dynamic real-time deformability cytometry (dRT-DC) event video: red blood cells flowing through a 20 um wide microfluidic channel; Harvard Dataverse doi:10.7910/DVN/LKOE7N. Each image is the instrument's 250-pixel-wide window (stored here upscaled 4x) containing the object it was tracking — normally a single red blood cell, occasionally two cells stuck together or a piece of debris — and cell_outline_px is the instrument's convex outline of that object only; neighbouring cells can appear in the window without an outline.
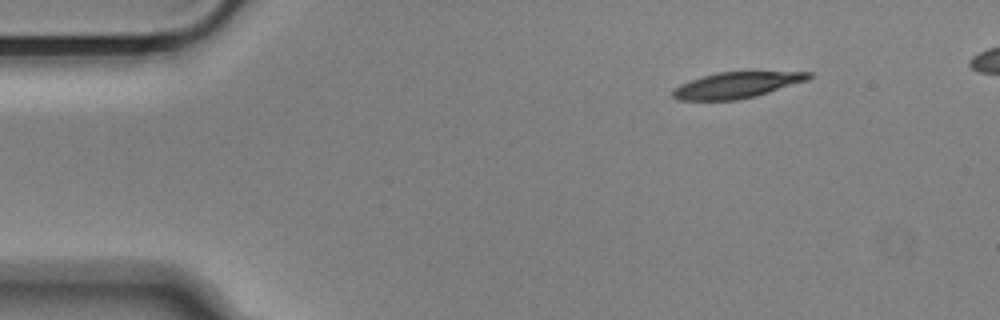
{"species": "Egyptian fruit bat (a non-hibernating species)", "species_latin": "Rousettus aegyptiacus", "temperature_condition": "cold", "stored_images_in_passage": 47, "camera_frame_rate_fps": 3000, "um_per_image_px": 0.085, "animal": {"sex": "male"}, "frame": {"image": 1, "passage_image": 1, "time_ms": 0.0, "image_size_px": [1000, 320], "cell_outline_px": [[812, 76], [808, 80], [756, 96], [740, 100], [676, 100], [672, 96], [672, 88], [680, 84], [716, 72], [812, 72]], "centroid_in_image_um": [62.59, 7.24], "position_along_channel_um": 22.4, "area_um2": 20.52}}
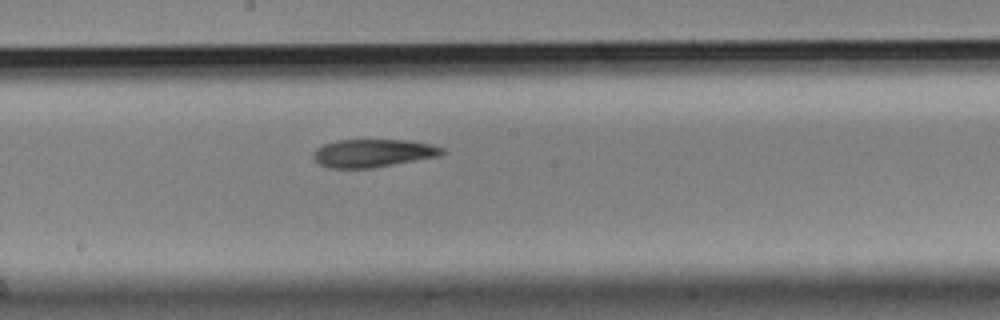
{"frame": {"image": 2, "passage_image": 23, "time_ms": 7.333, "image_size_px": [1000, 320], "cell_outline_px": [[444, 152], [440, 156], [372, 168], [328, 168], [320, 164], [312, 156], [312, 152], [316, 148], [324, 144], [336, 140], [408, 140], [428, 144], [444, 148]], "centroid_in_image_um": [31.67, 13.02], "position_along_channel_um": 216.5, "area_um2": 20.98}}
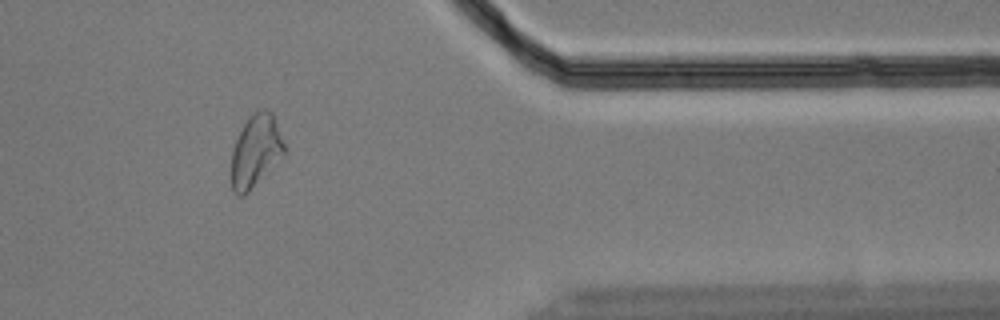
{"frame": {"image": 3, "passage_image": 39, "time_ms": 12.667, "image_size_px": [1000, 320], "cell_outline_px": [[288, 152], [244, 196], [236, 196], [232, 188], [232, 148], [248, 116], [256, 108], [268, 108], [272, 112]], "centroid_in_image_um": [21.76, 12.8], "position_along_channel_um": 389.6, "area_um2": 22.66}, "authors_computed_cell_mechanics": {"area_um2": 22.1952, "velocity_mm_per_s": 3.6401, "shape_relaxation_time_tau1_ms": 7.714, "shape_relaxation_time_tau2_ms": 6.1913, "deformation_change_tau1": 0.2018, "deformation_change_tau2": 0.147}}